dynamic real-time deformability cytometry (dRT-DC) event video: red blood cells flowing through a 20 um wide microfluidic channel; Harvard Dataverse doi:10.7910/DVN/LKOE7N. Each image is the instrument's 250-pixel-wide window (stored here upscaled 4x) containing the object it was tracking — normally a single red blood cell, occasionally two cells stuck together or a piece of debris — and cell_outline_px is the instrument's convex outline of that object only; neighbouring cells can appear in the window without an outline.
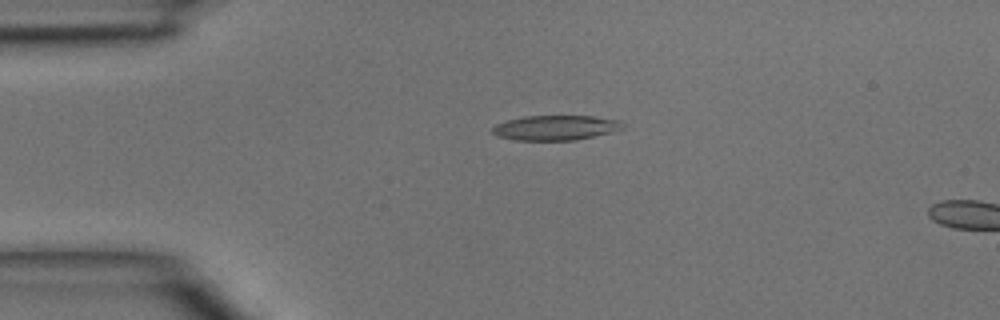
{"species": "common noctule bat (a hibernating species)", "species_latin": "Nyctalus noctula", "temperature_condition": "room temperature", "stored_images_in_passage": 2, "camera_frame_rate_fps": 3000, "um_per_image_px": 0.085, "animal": {"sex": "male", "body_mass_g": 15.6}, "frame": {"image": 1, "passage_image": 1, "time_ms": 0.0, "image_size_px": [1000, 320], "cell_outline_px": [[624, 128], [612, 132], [576, 140], [516, 140], [496, 136], [492, 132], [492, 128], [496, 124], [508, 120], [524, 116], [592, 116], [620, 120], [624, 124]], "centroid_in_image_um": [47.24, 10.86], "position_along_channel_um": 37.8, "area_um2": 18.9}}